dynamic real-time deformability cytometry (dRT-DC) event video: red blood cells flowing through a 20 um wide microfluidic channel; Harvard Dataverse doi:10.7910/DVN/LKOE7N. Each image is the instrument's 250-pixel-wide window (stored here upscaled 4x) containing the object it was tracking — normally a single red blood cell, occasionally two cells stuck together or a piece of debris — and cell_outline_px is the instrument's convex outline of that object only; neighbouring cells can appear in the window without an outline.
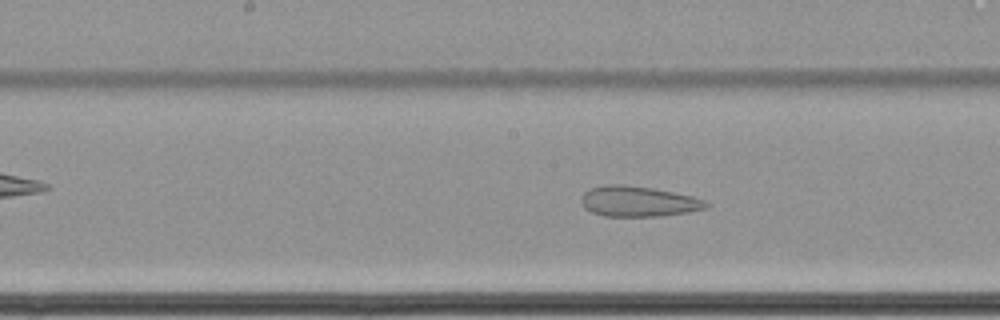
{"species": "common noctule bat (a hibernating species)", "species_latin": "Nyctalus noctula", "temperature_condition": "cold", "stored_images_in_passage": 64, "camera_frame_rate_fps": 3000, "um_per_image_px": 0.085, "animal": {"sex": "female", "body_mass_g": 22.7, "forearm_length_mm": 54.2}, "frame": {"image": 1, "passage_image": 36, "time_ms": 11.667, "image_size_px": [1000, 320], "cell_outline_px": [[712, 204], [708, 208], [688, 212], [664, 216], [604, 216], [592, 212], [584, 208], [580, 200], [580, 196], [588, 188], [604, 184], [624, 184], [652, 188], [692, 196], [704, 200]], "centroid_in_image_um": [54.23, 17.11], "position_along_channel_um": 194.0, "area_um2": 22.48}}
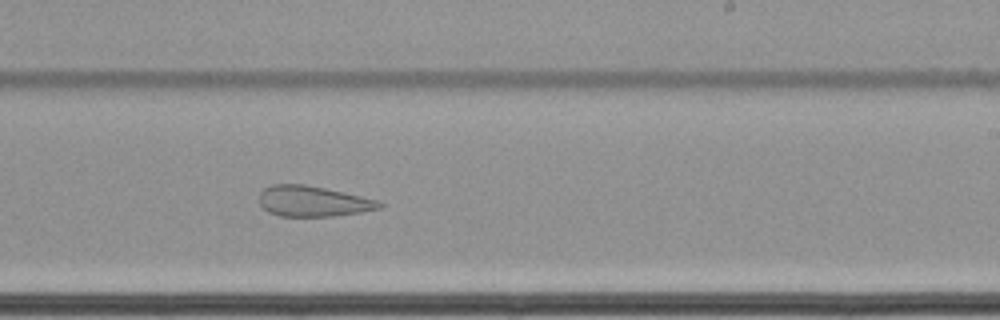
{"frame": {"image": 2, "passage_image": 42, "time_ms": 13.667, "image_size_px": [1000, 320], "cell_outline_px": [[384, 204], [380, 208], [360, 212], [332, 216], [280, 216], [268, 212], [260, 204], [260, 192], [264, 188], [272, 184], [304, 184], [324, 188], [380, 200]], "centroid_in_image_um": [26.6, 17.1], "position_along_channel_um": 262.4, "area_um2": 21.33}}
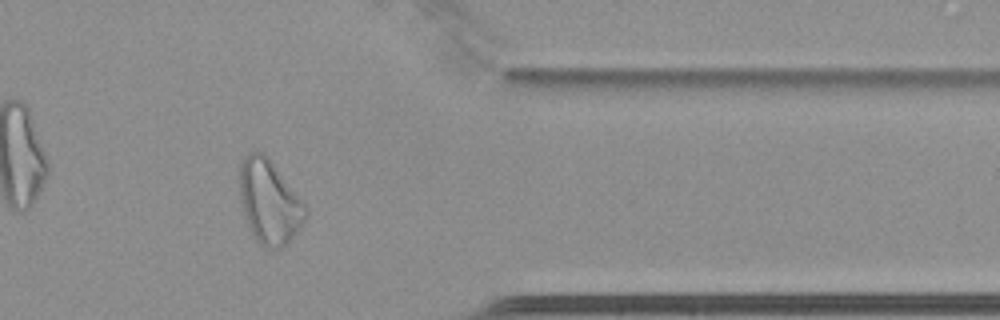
{"frame": {"image": 3, "passage_image": 54, "time_ms": 17.667, "image_size_px": [1000, 320], "cell_outline_px": [[308, 216], [304, 224], [280, 248], [264, 248], [252, 236], [240, 200], [240, 164], [244, 156], [252, 152], [264, 152], [268, 156], [308, 204]], "centroid_in_image_um": [22.94, 17.13], "position_along_channel_um": 388.5, "area_um2": 32.66}}